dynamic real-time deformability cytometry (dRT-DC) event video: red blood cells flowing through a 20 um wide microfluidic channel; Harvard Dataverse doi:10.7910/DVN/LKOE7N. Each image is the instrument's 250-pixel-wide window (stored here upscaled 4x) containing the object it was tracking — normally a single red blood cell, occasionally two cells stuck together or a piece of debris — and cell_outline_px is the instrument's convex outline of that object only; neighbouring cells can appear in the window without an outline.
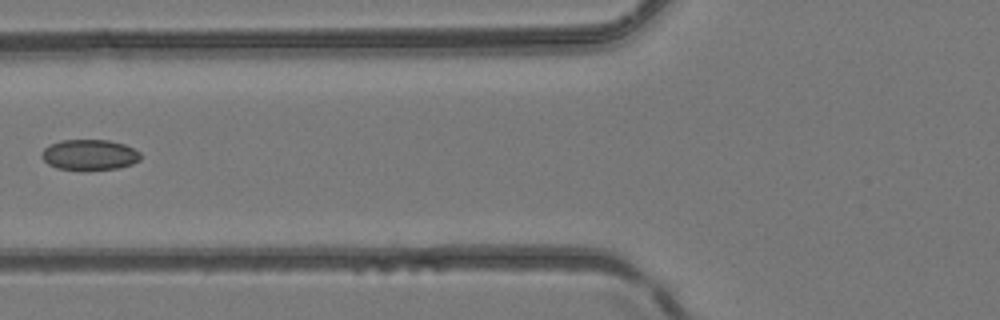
{"species": "common noctule bat (a hibernating species)", "species_latin": "Nyctalus noctula", "temperature_condition": "room temperature", "stored_images_in_passage": 6, "camera_frame_rate_fps": 3000, "um_per_image_px": 0.085, "animal": {"sex": "female", "body_mass_g": 24.6, "forearm_length_mm": 56.2}, "frame": {"image": 1, "passage_image": 6, "time_ms": 1.667, "image_size_px": [1000, 320], "cell_outline_px": [[140, 160], [132, 164], [120, 168], [56, 168], [48, 164], [40, 156], [44, 148], [60, 140], [108, 140], [124, 144], [140, 152]], "centroid_in_image_um": [7.61, 13.13], "position_along_channel_um": 118.2, "area_um2": 17.17}}